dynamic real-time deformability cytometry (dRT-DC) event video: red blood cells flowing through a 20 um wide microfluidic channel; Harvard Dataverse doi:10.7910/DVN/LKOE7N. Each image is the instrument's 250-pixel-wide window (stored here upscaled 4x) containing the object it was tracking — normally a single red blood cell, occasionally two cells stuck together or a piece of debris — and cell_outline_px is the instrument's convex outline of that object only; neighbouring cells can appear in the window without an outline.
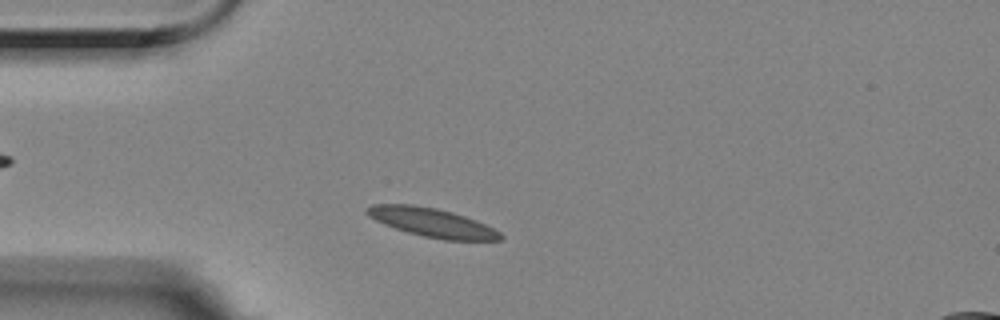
{"species": "Egyptian fruit bat (a non-hibernating species)", "species_latin": "Rousettus aegyptiacus", "temperature_condition": "room temperature", "stored_images_in_passage": 52, "camera_frame_rate_fps": 3000, "um_per_image_px": 0.085, "animal": {"sex": "female"}, "frame": {"image": 1, "passage_image": 7, "time_ms": 2.0, "image_size_px": [1000, 320], "cell_outline_px": [[504, 236], [500, 240], [444, 240], [424, 236], [408, 232], [384, 224], [368, 216], [364, 212], [364, 208], [372, 204], [412, 204], [436, 208], [452, 212], [476, 220], [500, 232]], "centroid_in_image_um": [36.69, 18.9], "position_along_channel_um": 48.3, "area_um2": 22.31}}
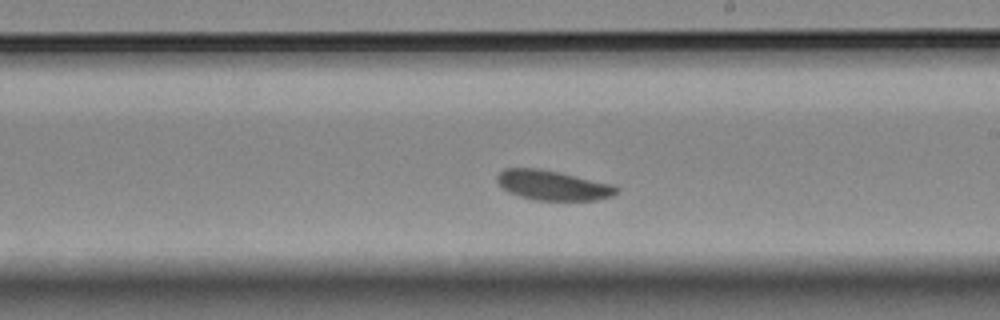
{"frame": {"image": 2, "passage_image": 26, "time_ms": 8.333, "image_size_px": [1000, 320], "cell_outline_px": [[620, 188], [612, 196], [596, 200], [536, 200], [520, 196], [504, 188], [496, 180], [496, 176], [504, 168], [540, 168], [560, 172], [616, 184]], "centroid_in_image_um": [47.05, 15.73], "position_along_channel_um": 242.0, "area_um2": 20.81}}
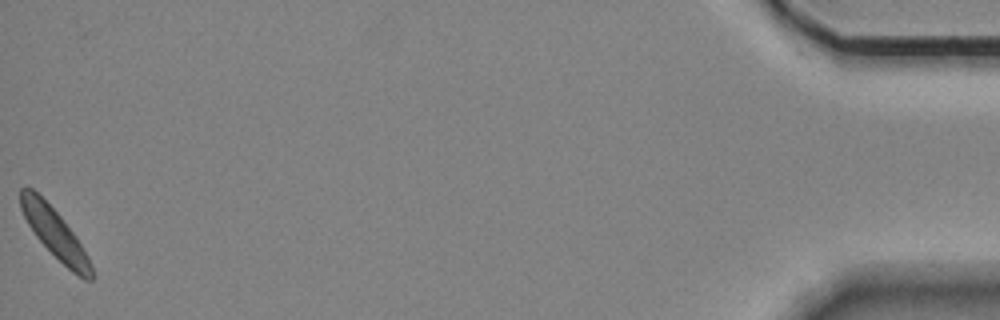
{"frame": {"image": 3, "passage_image": 52, "time_ms": 17.0, "image_size_px": [1000, 320], "cell_outline_px": [[96, 276], [92, 280], [84, 280], [72, 272], [36, 236], [28, 224], [20, 208], [20, 188], [32, 188], [60, 216], [76, 236], [88, 256], [92, 264]], "centroid_in_image_um": [4.71, 19.88], "position_along_channel_um": 430.5, "area_um2": 20.06}, "authors_computed_cell_mechanics": {"area_um2": 21.097, "velocity_mm_per_s": 3.3497, "shape_relaxation_time_tau1_ms": 4.4638, "shape_relaxation_time_tau2_ms": 5.4879, "deformation_change_tau1": 0.0713, "deformation_change_tau2": 0.0625}}